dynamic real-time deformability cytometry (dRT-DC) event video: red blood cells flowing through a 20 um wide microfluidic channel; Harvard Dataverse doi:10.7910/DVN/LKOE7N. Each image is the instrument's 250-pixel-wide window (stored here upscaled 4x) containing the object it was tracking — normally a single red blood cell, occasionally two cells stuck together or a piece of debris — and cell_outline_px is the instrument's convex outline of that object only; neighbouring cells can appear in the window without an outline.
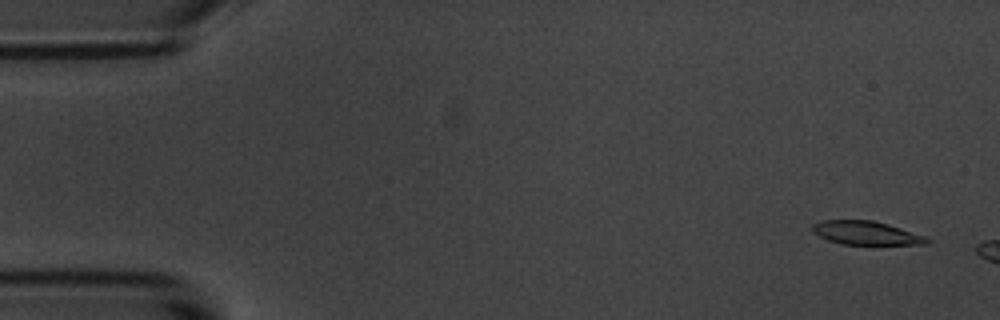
{"species": "common noctule bat (a hibernating species)", "species_latin": "Nyctalus noctula", "temperature_condition": "room temperature", "stored_images_in_passage": 3, "camera_frame_rate_fps": 3000, "um_per_image_px": 0.085, "animal": {"sex": "male", "body_mass_g": 20.1, "forearm_length_mm": 53.5}, "frame": {"image": 1, "passage_image": 1, "time_ms": 0.0, "image_size_px": [1000, 320], "cell_outline_px": [[932, 240], [928, 244], [840, 244], [828, 240], [812, 232], [812, 224], [824, 220], [872, 220], [888, 224], [928, 236]], "centroid_in_image_um": [73.66, 19.8], "position_along_channel_um": 11.3, "area_um2": 15.84}}